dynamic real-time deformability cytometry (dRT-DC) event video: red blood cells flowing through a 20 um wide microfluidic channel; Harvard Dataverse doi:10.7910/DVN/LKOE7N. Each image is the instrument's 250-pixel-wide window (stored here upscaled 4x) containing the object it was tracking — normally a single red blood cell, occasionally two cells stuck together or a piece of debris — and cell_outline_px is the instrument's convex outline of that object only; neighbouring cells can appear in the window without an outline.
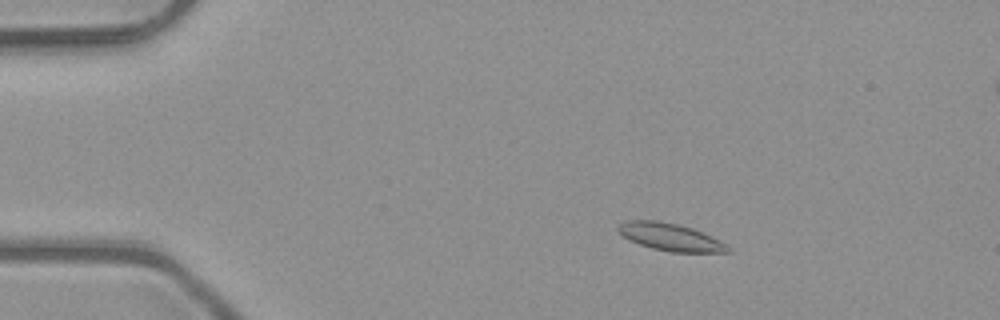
{"species": "common noctule bat (a hibernating species)", "species_latin": "Nyctalus noctula", "temperature_condition": "room temperature", "stored_images_in_passage": 4, "camera_frame_rate_fps": 3000, "um_per_image_px": 0.085, "animal": {"sex": "male", "body_mass_g": 23.1, "forearm_length_mm": 52.7}, "frame": {"image": 1, "passage_image": 2, "time_ms": 0.333, "image_size_px": [1000, 320], "cell_outline_px": [[732, 252], [672, 252], [652, 248], [628, 240], [616, 228], [624, 220], [656, 220], [680, 224], [704, 232], [728, 244], [732, 248]], "centroid_in_image_um": [57.03, 20.14], "position_along_channel_um": 28.0, "area_um2": 17.74}}